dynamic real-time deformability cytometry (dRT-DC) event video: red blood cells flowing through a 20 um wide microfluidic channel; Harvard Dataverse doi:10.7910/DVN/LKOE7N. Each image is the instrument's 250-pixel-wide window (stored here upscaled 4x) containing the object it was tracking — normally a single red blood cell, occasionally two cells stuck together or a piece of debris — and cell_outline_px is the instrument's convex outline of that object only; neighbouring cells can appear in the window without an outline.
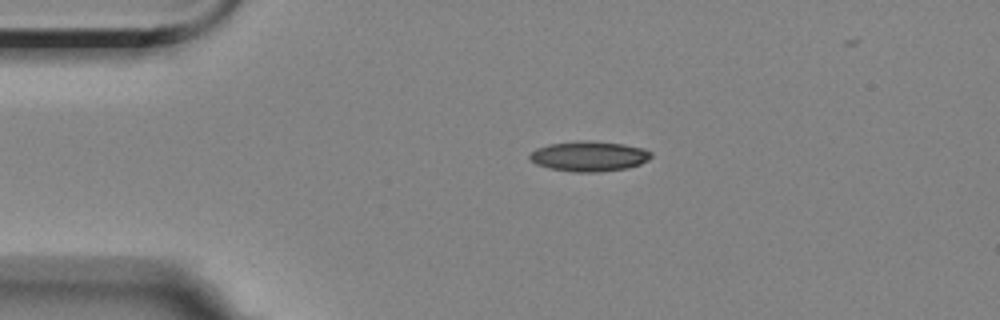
{"species": "Egyptian fruit bat (a non-hibernating species)", "species_latin": "Rousettus aegyptiacus", "temperature_condition": "room temperature", "stored_images_in_passage": 3, "camera_frame_rate_fps": 3000, "um_per_image_px": 0.085, "animal": {"sex": "female"}, "frame": {"image": 1, "passage_image": 1, "time_ms": 0.0, "image_size_px": [1000, 320], "cell_outline_px": [[652, 156], [648, 160], [640, 164], [628, 168], [600, 172], [576, 172], [548, 168], [536, 164], [528, 156], [536, 148], [548, 144], [580, 140], [584, 140], [624, 144], [644, 148], [652, 152]], "centroid_in_image_um": [50.09, 13.28], "position_along_channel_um": 34.9, "area_um2": 21.44}}